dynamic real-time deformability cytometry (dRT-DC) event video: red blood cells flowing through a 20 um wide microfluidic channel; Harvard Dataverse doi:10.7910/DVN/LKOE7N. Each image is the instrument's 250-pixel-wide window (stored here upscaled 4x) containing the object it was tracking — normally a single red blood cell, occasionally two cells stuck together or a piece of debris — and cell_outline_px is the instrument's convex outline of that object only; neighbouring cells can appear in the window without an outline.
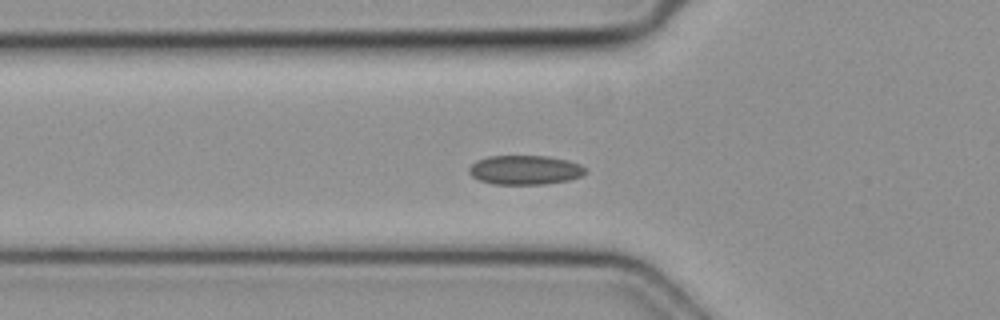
{"species": "common noctule bat (a hibernating species)", "species_latin": "Nyctalus noctula", "temperature_condition": "cold", "stored_images_in_passage": 34, "camera_frame_rate_fps": 3000, "um_per_image_px": 0.085, "animal": {"sex": "female", "body_mass_g": 19.3, "forearm_length_mm": 54.1}, "frame": {"image": 1, "passage_image": 2, "time_ms": 0.333, "image_size_px": [1000, 320], "cell_outline_px": [[588, 172], [580, 176], [568, 180], [544, 184], [492, 184], [480, 180], [472, 176], [468, 172], [468, 168], [476, 160], [488, 156], [548, 156], [568, 160], [580, 164]], "centroid_in_image_um": [44.61, 14.44], "position_along_channel_um": 81.2, "area_um2": 19.88}}
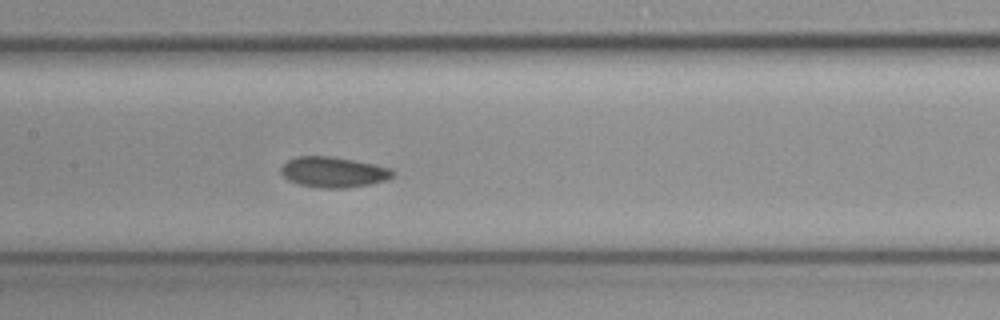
{"frame": {"image": 2, "passage_image": 9, "time_ms": 2.667, "image_size_px": [1000, 320], "cell_outline_px": [[396, 172], [388, 180], [368, 184], [340, 188], [324, 188], [300, 184], [288, 180], [280, 172], [280, 168], [288, 160], [296, 156], [328, 156], [376, 164], [392, 168]], "centroid_in_image_um": [28.36, 14.62], "position_along_channel_um": 179.0, "area_um2": 19.77}}
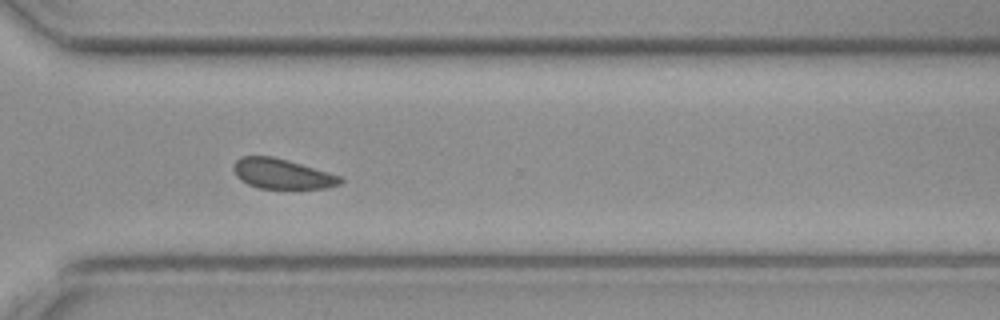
{"frame": {"image": 3, "passage_image": 21, "time_ms": 6.667, "image_size_px": [1000, 320], "cell_outline_px": [[344, 180], [340, 184], [328, 188], [260, 188], [248, 184], [240, 180], [236, 176], [232, 168], [236, 160], [240, 156], [272, 156], [288, 160], [340, 176]], "centroid_in_image_um": [23.94, 14.77], "position_along_channel_um": 346.7, "area_um2": 18.61}}